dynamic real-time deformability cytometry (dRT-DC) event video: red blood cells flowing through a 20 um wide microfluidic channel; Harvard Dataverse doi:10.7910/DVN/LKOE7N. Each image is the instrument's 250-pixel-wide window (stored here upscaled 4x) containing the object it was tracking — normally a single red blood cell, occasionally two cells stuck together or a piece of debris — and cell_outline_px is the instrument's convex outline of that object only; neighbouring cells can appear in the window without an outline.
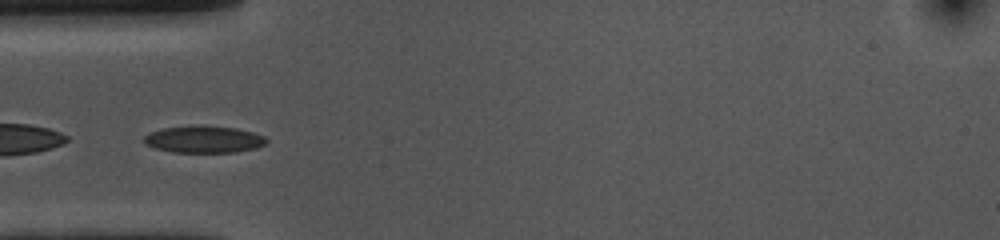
{"species": "common noctule bat (a hibernating species)", "species_latin": "Nyctalus noctula", "temperature_condition": "cold", "stored_images_in_passage": 51, "camera_frame_rate_fps": 3000, "um_per_image_px": 0.085, "animal": {"sex": "female", "body_mass_g": 10.0, "forearm_length_mm": 53.1}, "frame": {"image": 1, "passage_image": 14, "time_ms": 4.333, "image_size_px": [1000, 240], "cell_outline_px": [[268, 144], [256, 148], [236, 152], [172, 152], [156, 148], [144, 144], [144, 136], [152, 132], [164, 128], [200, 124], [204, 124], [236, 128], [252, 132], [264, 136], [268, 140]], "centroid_in_image_um": [17.36, 11.83], "position_along_channel_um": 67.6, "area_um2": 19.48}}
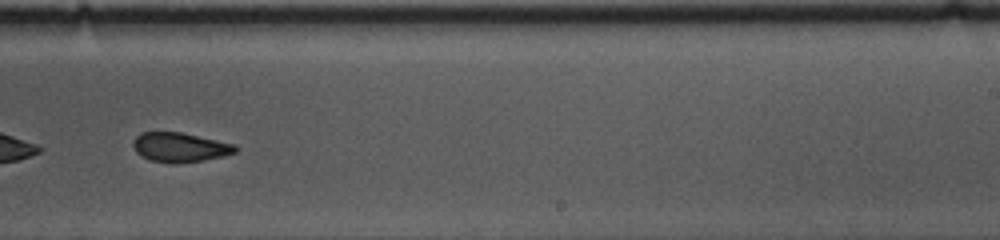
{"frame": {"image": 2, "passage_image": 31, "time_ms": 10.0, "image_size_px": [1000, 240], "cell_outline_px": [[236, 152], [224, 156], [200, 160], [172, 164], [152, 160], [140, 156], [136, 152], [132, 144], [132, 140], [140, 132], [180, 132], [236, 144]], "centroid_in_image_um": [15.26, 12.51], "position_along_channel_um": 273.7, "area_um2": 17.51}}
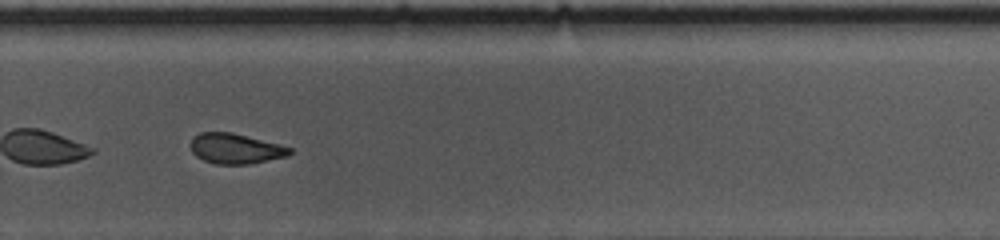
{"frame": {"image": 3, "passage_image": 34, "time_ms": 11.0, "image_size_px": [1000, 240], "cell_outline_px": [[292, 152], [288, 156], [248, 164], [216, 164], [204, 160], [196, 156], [192, 152], [192, 136], [200, 132], [232, 132], [292, 148]], "centroid_in_image_um": [20.0, 12.63], "position_along_channel_um": 309.8, "area_um2": 17.28}, "authors_computed_cell_mechanics": {"area_um2": 19.2474, "velocity_mm_per_s": 3.6293, "shape_relaxation_time_tau1_ms": 3.7982, "shape_relaxation_time_tau2_ms": 3.0827, "deformation_change_tau1": 0.1059, "deformation_change_tau2": 0.0955}}